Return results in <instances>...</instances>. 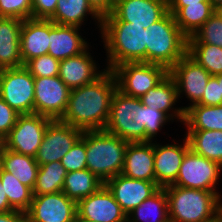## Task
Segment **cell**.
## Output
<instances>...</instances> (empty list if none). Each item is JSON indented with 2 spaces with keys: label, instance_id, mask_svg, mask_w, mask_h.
Masks as SVG:
<instances>
[{
  "label": "cell",
  "instance_id": "obj_14",
  "mask_svg": "<svg viewBox=\"0 0 222 222\" xmlns=\"http://www.w3.org/2000/svg\"><path fill=\"white\" fill-rule=\"evenodd\" d=\"M83 131L60 120H52L35 157L38 165L60 161L81 137Z\"/></svg>",
  "mask_w": 222,
  "mask_h": 222
},
{
  "label": "cell",
  "instance_id": "obj_48",
  "mask_svg": "<svg viewBox=\"0 0 222 222\" xmlns=\"http://www.w3.org/2000/svg\"><path fill=\"white\" fill-rule=\"evenodd\" d=\"M73 222H95V221H91L88 219H85L81 216H79L78 214L75 216V218L73 219Z\"/></svg>",
  "mask_w": 222,
  "mask_h": 222
},
{
  "label": "cell",
  "instance_id": "obj_5",
  "mask_svg": "<svg viewBox=\"0 0 222 222\" xmlns=\"http://www.w3.org/2000/svg\"><path fill=\"white\" fill-rule=\"evenodd\" d=\"M146 63L158 64L168 71L187 53L188 38L168 12L148 27Z\"/></svg>",
  "mask_w": 222,
  "mask_h": 222
},
{
  "label": "cell",
  "instance_id": "obj_15",
  "mask_svg": "<svg viewBox=\"0 0 222 222\" xmlns=\"http://www.w3.org/2000/svg\"><path fill=\"white\" fill-rule=\"evenodd\" d=\"M26 213L29 222H73L77 215V202L62 191L33 195L31 207Z\"/></svg>",
  "mask_w": 222,
  "mask_h": 222
},
{
  "label": "cell",
  "instance_id": "obj_24",
  "mask_svg": "<svg viewBox=\"0 0 222 222\" xmlns=\"http://www.w3.org/2000/svg\"><path fill=\"white\" fill-rule=\"evenodd\" d=\"M23 20L0 17V70L23 66L20 34Z\"/></svg>",
  "mask_w": 222,
  "mask_h": 222
},
{
  "label": "cell",
  "instance_id": "obj_28",
  "mask_svg": "<svg viewBox=\"0 0 222 222\" xmlns=\"http://www.w3.org/2000/svg\"><path fill=\"white\" fill-rule=\"evenodd\" d=\"M215 11L211 2H198L181 7L173 16L181 32L189 38L196 34Z\"/></svg>",
  "mask_w": 222,
  "mask_h": 222
},
{
  "label": "cell",
  "instance_id": "obj_37",
  "mask_svg": "<svg viewBox=\"0 0 222 222\" xmlns=\"http://www.w3.org/2000/svg\"><path fill=\"white\" fill-rule=\"evenodd\" d=\"M59 66L60 60L49 54L31 59L24 65L34 78L58 76Z\"/></svg>",
  "mask_w": 222,
  "mask_h": 222
},
{
  "label": "cell",
  "instance_id": "obj_19",
  "mask_svg": "<svg viewBox=\"0 0 222 222\" xmlns=\"http://www.w3.org/2000/svg\"><path fill=\"white\" fill-rule=\"evenodd\" d=\"M91 54L88 47L79 55L60 60L58 76L70 90L92 83L106 69L100 71Z\"/></svg>",
  "mask_w": 222,
  "mask_h": 222
},
{
  "label": "cell",
  "instance_id": "obj_3",
  "mask_svg": "<svg viewBox=\"0 0 222 222\" xmlns=\"http://www.w3.org/2000/svg\"><path fill=\"white\" fill-rule=\"evenodd\" d=\"M164 189L170 222H210L222 209L221 192L219 194L176 185H169Z\"/></svg>",
  "mask_w": 222,
  "mask_h": 222
},
{
  "label": "cell",
  "instance_id": "obj_45",
  "mask_svg": "<svg viewBox=\"0 0 222 222\" xmlns=\"http://www.w3.org/2000/svg\"><path fill=\"white\" fill-rule=\"evenodd\" d=\"M198 2H210V0H168L169 12L174 15L181 7Z\"/></svg>",
  "mask_w": 222,
  "mask_h": 222
},
{
  "label": "cell",
  "instance_id": "obj_35",
  "mask_svg": "<svg viewBox=\"0 0 222 222\" xmlns=\"http://www.w3.org/2000/svg\"><path fill=\"white\" fill-rule=\"evenodd\" d=\"M188 43H205L222 48V18L220 15L215 11L196 34L188 38Z\"/></svg>",
  "mask_w": 222,
  "mask_h": 222
},
{
  "label": "cell",
  "instance_id": "obj_34",
  "mask_svg": "<svg viewBox=\"0 0 222 222\" xmlns=\"http://www.w3.org/2000/svg\"><path fill=\"white\" fill-rule=\"evenodd\" d=\"M187 53L211 76L222 74V48L205 43H188Z\"/></svg>",
  "mask_w": 222,
  "mask_h": 222
},
{
  "label": "cell",
  "instance_id": "obj_31",
  "mask_svg": "<svg viewBox=\"0 0 222 222\" xmlns=\"http://www.w3.org/2000/svg\"><path fill=\"white\" fill-rule=\"evenodd\" d=\"M104 183L87 168L67 172L62 192L70 199L79 200L95 193Z\"/></svg>",
  "mask_w": 222,
  "mask_h": 222
},
{
  "label": "cell",
  "instance_id": "obj_4",
  "mask_svg": "<svg viewBox=\"0 0 222 222\" xmlns=\"http://www.w3.org/2000/svg\"><path fill=\"white\" fill-rule=\"evenodd\" d=\"M128 141L105 130L86 131L87 169L104 184L121 174Z\"/></svg>",
  "mask_w": 222,
  "mask_h": 222
},
{
  "label": "cell",
  "instance_id": "obj_16",
  "mask_svg": "<svg viewBox=\"0 0 222 222\" xmlns=\"http://www.w3.org/2000/svg\"><path fill=\"white\" fill-rule=\"evenodd\" d=\"M77 214L95 222H127L126 213L105 184L77 202Z\"/></svg>",
  "mask_w": 222,
  "mask_h": 222
},
{
  "label": "cell",
  "instance_id": "obj_27",
  "mask_svg": "<svg viewBox=\"0 0 222 222\" xmlns=\"http://www.w3.org/2000/svg\"><path fill=\"white\" fill-rule=\"evenodd\" d=\"M185 136L193 152L222 166V131L187 130Z\"/></svg>",
  "mask_w": 222,
  "mask_h": 222
},
{
  "label": "cell",
  "instance_id": "obj_36",
  "mask_svg": "<svg viewBox=\"0 0 222 222\" xmlns=\"http://www.w3.org/2000/svg\"><path fill=\"white\" fill-rule=\"evenodd\" d=\"M60 162L67 172L83 170L87 168L86 163V131L75 142L72 148L61 158Z\"/></svg>",
  "mask_w": 222,
  "mask_h": 222
},
{
  "label": "cell",
  "instance_id": "obj_30",
  "mask_svg": "<svg viewBox=\"0 0 222 222\" xmlns=\"http://www.w3.org/2000/svg\"><path fill=\"white\" fill-rule=\"evenodd\" d=\"M183 125L186 130L222 131V105L194 104L185 110Z\"/></svg>",
  "mask_w": 222,
  "mask_h": 222
},
{
  "label": "cell",
  "instance_id": "obj_2",
  "mask_svg": "<svg viewBox=\"0 0 222 222\" xmlns=\"http://www.w3.org/2000/svg\"><path fill=\"white\" fill-rule=\"evenodd\" d=\"M147 32L130 22H102L101 39L106 49V69L123 63H146Z\"/></svg>",
  "mask_w": 222,
  "mask_h": 222
},
{
  "label": "cell",
  "instance_id": "obj_11",
  "mask_svg": "<svg viewBox=\"0 0 222 222\" xmlns=\"http://www.w3.org/2000/svg\"><path fill=\"white\" fill-rule=\"evenodd\" d=\"M169 12L168 0H115L110 13L102 22H130L148 29Z\"/></svg>",
  "mask_w": 222,
  "mask_h": 222
},
{
  "label": "cell",
  "instance_id": "obj_7",
  "mask_svg": "<svg viewBox=\"0 0 222 222\" xmlns=\"http://www.w3.org/2000/svg\"><path fill=\"white\" fill-rule=\"evenodd\" d=\"M112 72L116 77L117 89L135 98H141L168 74L165 67L144 62L123 63L116 66Z\"/></svg>",
  "mask_w": 222,
  "mask_h": 222
},
{
  "label": "cell",
  "instance_id": "obj_8",
  "mask_svg": "<svg viewBox=\"0 0 222 222\" xmlns=\"http://www.w3.org/2000/svg\"><path fill=\"white\" fill-rule=\"evenodd\" d=\"M34 77L24 67L0 71V97L17 113H34Z\"/></svg>",
  "mask_w": 222,
  "mask_h": 222
},
{
  "label": "cell",
  "instance_id": "obj_51",
  "mask_svg": "<svg viewBox=\"0 0 222 222\" xmlns=\"http://www.w3.org/2000/svg\"><path fill=\"white\" fill-rule=\"evenodd\" d=\"M216 12L220 15V17L222 18V7L217 9Z\"/></svg>",
  "mask_w": 222,
  "mask_h": 222
},
{
  "label": "cell",
  "instance_id": "obj_52",
  "mask_svg": "<svg viewBox=\"0 0 222 222\" xmlns=\"http://www.w3.org/2000/svg\"><path fill=\"white\" fill-rule=\"evenodd\" d=\"M2 147H3V140L0 138V152H1Z\"/></svg>",
  "mask_w": 222,
  "mask_h": 222
},
{
  "label": "cell",
  "instance_id": "obj_17",
  "mask_svg": "<svg viewBox=\"0 0 222 222\" xmlns=\"http://www.w3.org/2000/svg\"><path fill=\"white\" fill-rule=\"evenodd\" d=\"M182 140L179 144L173 139L171 144L165 145L154 141V172L160 188L173 185L176 181L184 155L190 149L186 136Z\"/></svg>",
  "mask_w": 222,
  "mask_h": 222
},
{
  "label": "cell",
  "instance_id": "obj_1",
  "mask_svg": "<svg viewBox=\"0 0 222 222\" xmlns=\"http://www.w3.org/2000/svg\"><path fill=\"white\" fill-rule=\"evenodd\" d=\"M116 89L114 73L105 69L92 83L70 90L68 105L60 121L82 131L104 130Z\"/></svg>",
  "mask_w": 222,
  "mask_h": 222
},
{
  "label": "cell",
  "instance_id": "obj_22",
  "mask_svg": "<svg viewBox=\"0 0 222 222\" xmlns=\"http://www.w3.org/2000/svg\"><path fill=\"white\" fill-rule=\"evenodd\" d=\"M81 27L60 25L50 20V46L48 54L58 60L84 52L90 45L79 33Z\"/></svg>",
  "mask_w": 222,
  "mask_h": 222
},
{
  "label": "cell",
  "instance_id": "obj_39",
  "mask_svg": "<svg viewBox=\"0 0 222 222\" xmlns=\"http://www.w3.org/2000/svg\"><path fill=\"white\" fill-rule=\"evenodd\" d=\"M172 121L165 113L159 111L158 109H152L151 107L146 106V123L145 133L146 136L154 141V137L156 138L158 132L162 130V127L169 122Z\"/></svg>",
  "mask_w": 222,
  "mask_h": 222
},
{
  "label": "cell",
  "instance_id": "obj_12",
  "mask_svg": "<svg viewBox=\"0 0 222 222\" xmlns=\"http://www.w3.org/2000/svg\"><path fill=\"white\" fill-rule=\"evenodd\" d=\"M34 113L52 120L64 115L70 89L59 76L34 78Z\"/></svg>",
  "mask_w": 222,
  "mask_h": 222
},
{
  "label": "cell",
  "instance_id": "obj_38",
  "mask_svg": "<svg viewBox=\"0 0 222 222\" xmlns=\"http://www.w3.org/2000/svg\"><path fill=\"white\" fill-rule=\"evenodd\" d=\"M0 17L32 18V0H0Z\"/></svg>",
  "mask_w": 222,
  "mask_h": 222
},
{
  "label": "cell",
  "instance_id": "obj_25",
  "mask_svg": "<svg viewBox=\"0 0 222 222\" xmlns=\"http://www.w3.org/2000/svg\"><path fill=\"white\" fill-rule=\"evenodd\" d=\"M88 14V15H87ZM91 16L101 31L103 16L91 5L88 0H57V8L49 19L60 25H73L81 27ZM86 17V18H85ZM86 19V20H85Z\"/></svg>",
  "mask_w": 222,
  "mask_h": 222
},
{
  "label": "cell",
  "instance_id": "obj_29",
  "mask_svg": "<svg viewBox=\"0 0 222 222\" xmlns=\"http://www.w3.org/2000/svg\"><path fill=\"white\" fill-rule=\"evenodd\" d=\"M127 222H170L168 200L164 188H159L127 215Z\"/></svg>",
  "mask_w": 222,
  "mask_h": 222
},
{
  "label": "cell",
  "instance_id": "obj_40",
  "mask_svg": "<svg viewBox=\"0 0 222 222\" xmlns=\"http://www.w3.org/2000/svg\"><path fill=\"white\" fill-rule=\"evenodd\" d=\"M19 115L0 97V138L2 140L15 126Z\"/></svg>",
  "mask_w": 222,
  "mask_h": 222
},
{
  "label": "cell",
  "instance_id": "obj_10",
  "mask_svg": "<svg viewBox=\"0 0 222 222\" xmlns=\"http://www.w3.org/2000/svg\"><path fill=\"white\" fill-rule=\"evenodd\" d=\"M222 166L189 149L182 160L180 170L173 185L184 188L217 192Z\"/></svg>",
  "mask_w": 222,
  "mask_h": 222
},
{
  "label": "cell",
  "instance_id": "obj_32",
  "mask_svg": "<svg viewBox=\"0 0 222 222\" xmlns=\"http://www.w3.org/2000/svg\"><path fill=\"white\" fill-rule=\"evenodd\" d=\"M66 175L67 171L60 161L40 165L37 179L32 190L33 195L62 191Z\"/></svg>",
  "mask_w": 222,
  "mask_h": 222
},
{
  "label": "cell",
  "instance_id": "obj_26",
  "mask_svg": "<svg viewBox=\"0 0 222 222\" xmlns=\"http://www.w3.org/2000/svg\"><path fill=\"white\" fill-rule=\"evenodd\" d=\"M0 165L4 171L12 173L22 184L33 190L39 170V165L34 157L2 147Z\"/></svg>",
  "mask_w": 222,
  "mask_h": 222
},
{
  "label": "cell",
  "instance_id": "obj_6",
  "mask_svg": "<svg viewBox=\"0 0 222 222\" xmlns=\"http://www.w3.org/2000/svg\"><path fill=\"white\" fill-rule=\"evenodd\" d=\"M146 106L140 98L130 97L116 89L111 100L105 131L128 142H150L146 136Z\"/></svg>",
  "mask_w": 222,
  "mask_h": 222
},
{
  "label": "cell",
  "instance_id": "obj_13",
  "mask_svg": "<svg viewBox=\"0 0 222 222\" xmlns=\"http://www.w3.org/2000/svg\"><path fill=\"white\" fill-rule=\"evenodd\" d=\"M168 74L176 83L179 100L183 94L190 101L189 105L181 106L184 110L201 100L211 77L188 53L168 71Z\"/></svg>",
  "mask_w": 222,
  "mask_h": 222
},
{
  "label": "cell",
  "instance_id": "obj_21",
  "mask_svg": "<svg viewBox=\"0 0 222 222\" xmlns=\"http://www.w3.org/2000/svg\"><path fill=\"white\" fill-rule=\"evenodd\" d=\"M50 20L26 19L20 34L23 66L31 59L48 54L50 46Z\"/></svg>",
  "mask_w": 222,
  "mask_h": 222
},
{
  "label": "cell",
  "instance_id": "obj_9",
  "mask_svg": "<svg viewBox=\"0 0 222 222\" xmlns=\"http://www.w3.org/2000/svg\"><path fill=\"white\" fill-rule=\"evenodd\" d=\"M51 121L36 113L19 115L15 126L3 139V147L35 158Z\"/></svg>",
  "mask_w": 222,
  "mask_h": 222
},
{
  "label": "cell",
  "instance_id": "obj_49",
  "mask_svg": "<svg viewBox=\"0 0 222 222\" xmlns=\"http://www.w3.org/2000/svg\"><path fill=\"white\" fill-rule=\"evenodd\" d=\"M218 84H219V90H220V96L222 98V74L216 75Z\"/></svg>",
  "mask_w": 222,
  "mask_h": 222
},
{
  "label": "cell",
  "instance_id": "obj_18",
  "mask_svg": "<svg viewBox=\"0 0 222 222\" xmlns=\"http://www.w3.org/2000/svg\"><path fill=\"white\" fill-rule=\"evenodd\" d=\"M105 185L126 215L160 188L155 182L131 179L122 174L112 177Z\"/></svg>",
  "mask_w": 222,
  "mask_h": 222
},
{
  "label": "cell",
  "instance_id": "obj_44",
  "mask_svg": "<svg viewBox=\"0 0 222 222\" xmlns=\"http://www.w3.org/2000/svg\"><path fill=\"white\" fill-rule=\"evenodd\" d=\"M88 1L102 16L107 13H110L115 4V0H88Z\"/></svg>",
  "mask_w": 222,
  "mask_h": 222
},
{
  "label": "cell",
  "instance_id": "obj_33",
  "mask_svg": "<svg viewBox=\"0 0 222 222\" xmlns=\"http://www.w3.org/2000/svg\"><path fill=\"white\" fill-rule=\"evenodd\" d=\"M0 179L10 206L14 210L27 212L32 203L33 191L22 184L12 173L0 169Z\"/></svg>",
  "mask_w": 222,
  "mask_h": 222
},
{
  "label": "cell",
  "instance_id": "obj_41",
  "mask_svg": "<svg viewBox=\"0 0 222 222\" xmlns=\"http://www.w3.org/2000/svg\"><path fill=\"white\" fill-rule=\"evenodd\" d=\"M201 105L217 106L222 105L219 84L215 76H211L205 88L201 100L197 103Z\"/></svg>",
  "mask_w": 222,
  "mask_h": 222
},
{
  "label": "cell",
  "instance_id": "obj_42",
  "mask_svg": "<svg viewBox=\"0 0 222 222\" xmlns=\"http://www.w3.org/2000/svg\"><path fill=\"white\" fill-rule=\"evenodd\" d=\"M56 8L57 0H32V18L49 20Z\"/></svg>",
  "mask_w": 222,
  "mask_h": 222
},
{
  "label": "cell",
  "instance_id": "obj_43",
  "mask_svg": "<svg viewBox=\"0 0 222 222\" xmlns=\"http://www.w3.org/2000/svg\"><path fill=\"white\" fill-rule=\"evenodd\" d=\"M0 222H29L26 212L13 210L0 213Z\"/></svg>",
  "mask_w": 222,
  "mask_h": 222
},
{
  "label": "cell",
  "instance_id": "obj_46",
  "mask_svg": "<svg viewBox=\"0 0 222 222\" xmlns=\"http://www.w3.org/2000/svg\"><path fill=\"white\" fill-rule=\"evenodd\" d=\"M14 209L10 206L7 195L4 191L3 185L0 179V213L13 211Z\"/></svg>",
  "mask_w": 222,
  "mask_h": 222
},
{
  "label": "cell",
  "instance_id": "obj_20",
  "mask_svg": "<svg viewBox=\"0 0 222 222\" xmlns=\"http://www.w3.org/2000/svg\"><path fill=\"white\" fill-rule=\"evenodd\" d=\"M121 174L131 179L155 182L154 141L128 142Z\"/></svg>",
  "mask_w": 222,
  "mask_h": 222
},
{
  "label": "cell",
  "instance_id": "obj_23",
  "mask_svg": "<svg viewBox=\"0 0 222 222\" xmlns=\"http://www.w3.org/2000/svg\"><path fill=\"white\" fill-rule=\"evenodd\" d=\"M140 100L144 106L162 111L171 120L184 122L185 110L182 107H174L179 97L176 83L169 74L156 87L147 91Z\"/></svg>",
  "mask_w": 222,
  "mask_h": 222
},
{
  "label": "cell",
  "instance_id": "obj_47",
  "mask_svg": "<svg viewBox=\"0 0 222 222\" xmlns=\"http://www.w3.org/2000/svg\"><path fill=\"white\" fill-rule=\"evenodd\" d=\"M215 10L222 7V0H210Z\"/></svg>",
  "mask_w": 222,
  "mask_h": 222
},
{
  "label": "cell",
  "instance_id": "obj_50",
  "mask_svg": "<svg viewBox=\"0 0 222 222\" xmlns=\"http://www.w3.org/2000/svg\"><path fill=\"white\" fill-rule=\"evenodd\" d=\"M213 222H222V209L214 216Z\"/></svg>",
  "mask_w": 222,
  "mask_h": 222
}]
</instances>
